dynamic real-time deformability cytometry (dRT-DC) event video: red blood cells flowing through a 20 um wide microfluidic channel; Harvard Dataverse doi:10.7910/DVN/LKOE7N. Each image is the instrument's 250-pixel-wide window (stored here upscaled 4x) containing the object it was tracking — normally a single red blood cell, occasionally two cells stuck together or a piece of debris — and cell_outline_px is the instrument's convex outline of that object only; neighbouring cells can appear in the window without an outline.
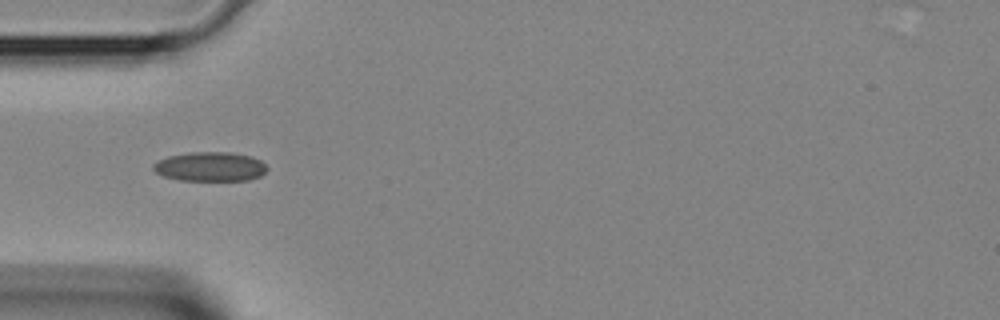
{"species": "Egyptian fruit bat (a non-hibernating species)", "species_latin": "Rousettus aegyptiacus", "temperature_condition": "room temperature", "stored_images_in_passage": 1, "camera_frame_rate_fps": 3000, "um_per_image_px": 0.085, "animal": {"sex": "female"}, "frame": {"image": 1, "passage_image": 1, "time_ms": 0.0, "image_size_px": [1000, 320], "cell_outline_px": [[268, 168], [260, 176], [248, 180], [180, 180], [164, 176], [156, 172], [152, 168], [152, 164], [168, 156], [188, 152], [232, 152], [252, 156], [260, 160]], "centroid_in_image_um": [17.87, 14.15], "position_along_channel_um": 67.1, "area_um2": 19.42}}